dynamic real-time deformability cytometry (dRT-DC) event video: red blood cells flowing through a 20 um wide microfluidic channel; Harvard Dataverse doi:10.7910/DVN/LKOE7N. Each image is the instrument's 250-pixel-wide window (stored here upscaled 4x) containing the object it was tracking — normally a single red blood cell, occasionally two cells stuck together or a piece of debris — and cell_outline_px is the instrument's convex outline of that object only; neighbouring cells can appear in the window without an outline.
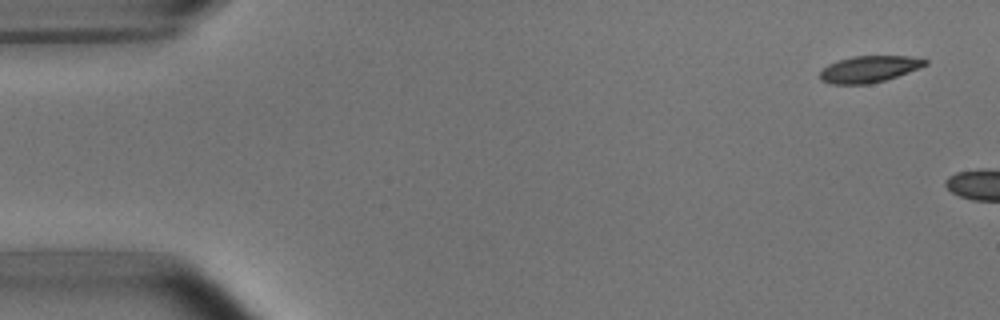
{"species": "common noctule bat (a hibernating species)", "species_latin": "Nyctalus noctula", "temperature_condition": "room temperature", "stored_images_in_passage": 2, "camera_frame_rate_fps": 3000, "um_per_image_px": 0.085, "animal": {"sex": "male", "body_mass_g": 15.6}, "frame": {"image": 1, "passage_image": 1, "time_ms": 0.0, "image_size_px": [1000, 320], "cell_outline_px": [[928, 64], [908, 72], [884, 80], [868, 84], [832, 84], [820, 80], [820, 72], [828, 64], [852, 56], [908, 56], [928, 60]], "centroid_in_image_um": [73.86, 5.87], "position_along_channel_um": 11.1, "area_um2": 16.07}}